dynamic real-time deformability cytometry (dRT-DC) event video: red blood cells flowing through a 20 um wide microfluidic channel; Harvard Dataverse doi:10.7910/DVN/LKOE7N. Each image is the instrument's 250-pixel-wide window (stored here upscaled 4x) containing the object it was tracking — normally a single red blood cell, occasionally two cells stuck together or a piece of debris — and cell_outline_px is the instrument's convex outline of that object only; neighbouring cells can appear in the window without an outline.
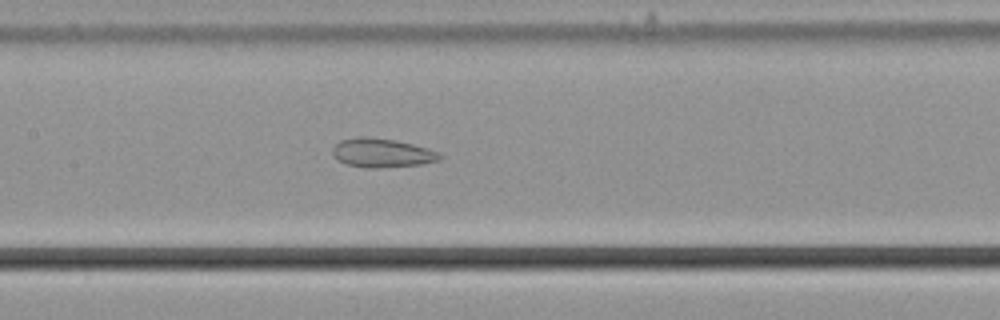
{"species": "common noctule bat (a hibernating species)", "species_latin": "Nyctalus noctula", "temperature_condition": "cold", "stored_images_in_passage": 48, "camera_frame_rate_fps": 3000, "um_per_image_px": 0.085, "animal": {"sex": "male", "body_mass_g": 21.5, "forearm_length_mm": 52.0}, "frame": {"image": 1, "passage_image": 19, "time_ms": 6.0, "image_size_px": [1000, 320], "cell_outline_px": [[444, 156], [440, 160], [420, 164], [380, 168], [364, 168], [348, 164], [332, 156], [332, 148], [340, 140], [360, 136], [368, 136], [396, 140], [412, 144], [436, 152]], "centroid_in_image_um": [32.43, 12.99], "position_along_channel_um": 175.0, "area_um2": 18.03}}
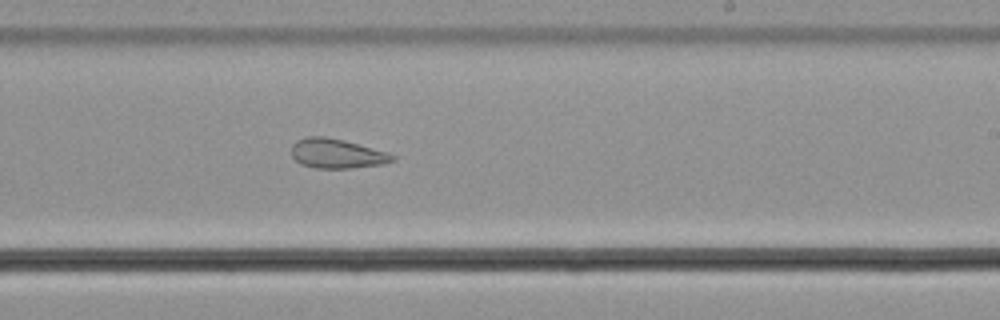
{"frame": {"image": 2, "passage_image": 26, "time_ms": 8.333, "image_size_px": [1000, 320], "cell_outline_px": [[396, 160], [384, 164], [352, 168], [316, 168], [300, 164], [292, 156], [292, 144], [296, 140], [308, 136], [324, 136], [344, 140], [388, 152], [396, 156]], "centroid_in_image_um": [28.65, 13.05], "position_along_channel_um": 260.4, "area_um2": 17.51}}
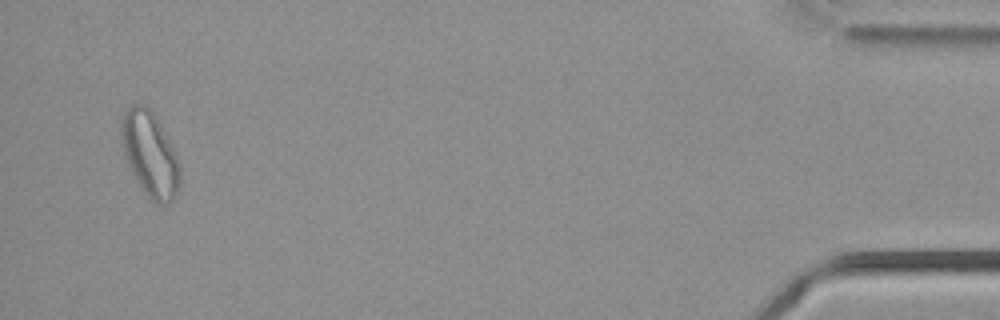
{"frame": {"image": 3, "passage_image": 46, "time_ms": 15.0, "image_size_px": [1000, 320], "cell_outline_px": [[180, 184], [172, 200], [168, 204], [156, 204], [144, 192], [136, 180], [128, 164], [124, 152], [120, 132], [120, 116], [132, 104], [144, 104], [152, 112], [168, 140], [180, 164]], "centroid_in_image_um": [12.72, 13.11], "position_along_channel_um": 422.5, "area_um2": 28.61}, "authors_computed_cell_mechanics": {"area_um2": 22.0218, "velocity_mm_per_s": 3.6739, "shape_relaxation_time_tau1_ms": null, "shape_relaxation_time_tau2_ms": 2.1487, "deformation_change_tau1": null, "deformation_change_tau2": 0.0894}}